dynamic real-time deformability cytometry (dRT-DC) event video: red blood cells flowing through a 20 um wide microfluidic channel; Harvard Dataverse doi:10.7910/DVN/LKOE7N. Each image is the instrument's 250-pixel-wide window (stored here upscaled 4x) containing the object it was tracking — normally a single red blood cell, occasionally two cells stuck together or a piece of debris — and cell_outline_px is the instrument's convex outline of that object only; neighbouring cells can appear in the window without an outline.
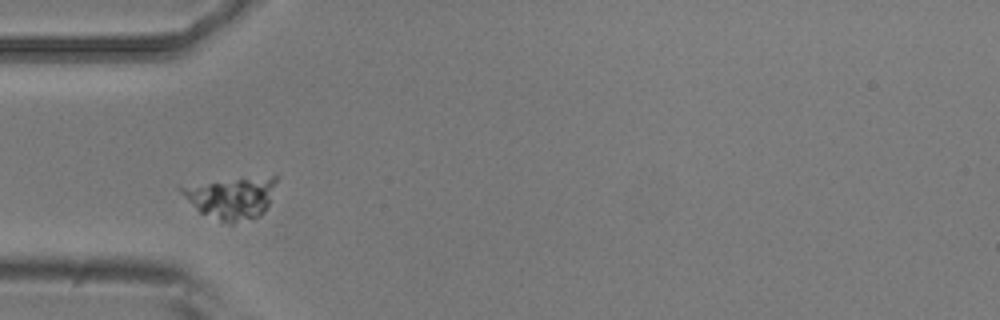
{"species": "common noctule bat (a hibernating species)", "species_latin": "Nyctalus noctula", "temperature_condition": "room temperature", "stored_images_in_passage": 3, "camera_frame_rate_fps": 3000, "um_per_image_px": 0.085, "animal": {"sex": "male", "body_mass_g": 20.5, "forearm_length_mm": 52.5}, "frame": {"image": 1, "passage_image": 2, "time_ms": 0.333, "image_size_px": [1000, 320], "cell_outline_px": [[276, 180], [268, 204], [264, 212], [260, 216], [232, 224], [220, 220], [200, 212], [176, 188], [236, 180], [272, 176], [276, 176]], "centroid_in_image_um": [19.71, 16.86], "position_along_channel_um": 65.3, "area_um2": 21.79}}
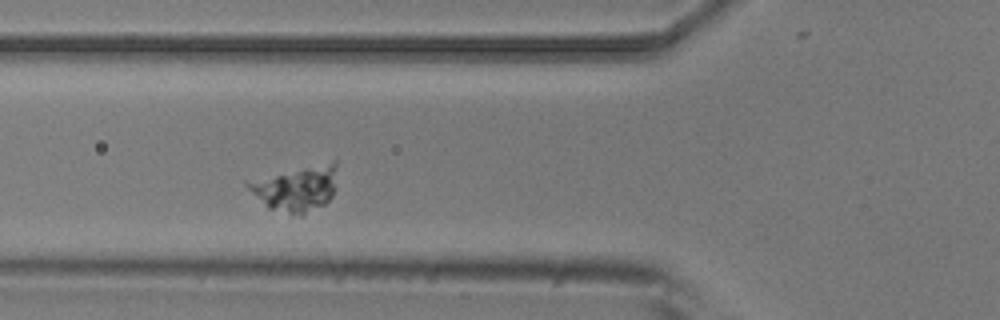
{"frame": {"image": 2, "passage_image": 3, "time_ms": 0.667, "image_size_px": [1000, 320], "cell_outline_px": [[336, 164], [332, 196], [324, 204], [300, 216], [268, 208], [244, 184], [244, 180], [332, 160], [336, 160]], "centroid_in_image_um": [25.14, 15.99], "position_along_channel_um": 100.7, "area_um2": 23.47}}